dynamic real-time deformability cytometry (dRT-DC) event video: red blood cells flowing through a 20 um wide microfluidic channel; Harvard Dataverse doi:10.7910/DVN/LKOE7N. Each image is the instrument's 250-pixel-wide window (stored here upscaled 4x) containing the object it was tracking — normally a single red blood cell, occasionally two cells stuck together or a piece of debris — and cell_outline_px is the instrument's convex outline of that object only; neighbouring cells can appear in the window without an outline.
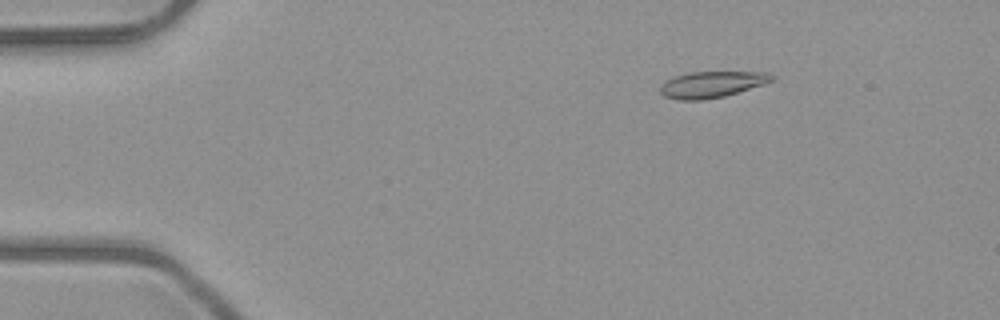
{"species": "common noctule bat (a hibernating species)", "species_latin": "Nyctalus noctula", "temperature_condition": "room temperature", "stored_images_in_passage": 52, "camera_frame_rate_fps": 3000, "um_per_image_px": 0.085, "animal": {"sex": "male", "body_mass_g": 23.1, "forearm_length_mm": 52.7}, "frame": {"image": 1, "passage_image": 8, "time_ms": 2.333, "image_size_px": [1000, 320], "cell_outline_px": [[776, 76], [772, 80], [764, 84], [724, 96], [700, 100], [680, 100], [664, 96], [660, 92], [660, 84], [676, 76], [688, 72], [768, 72]], "centroid_in_image_um": [60.5, 7.17], "position_along_channel_um": 24.5, "area_um2": 16.94}}
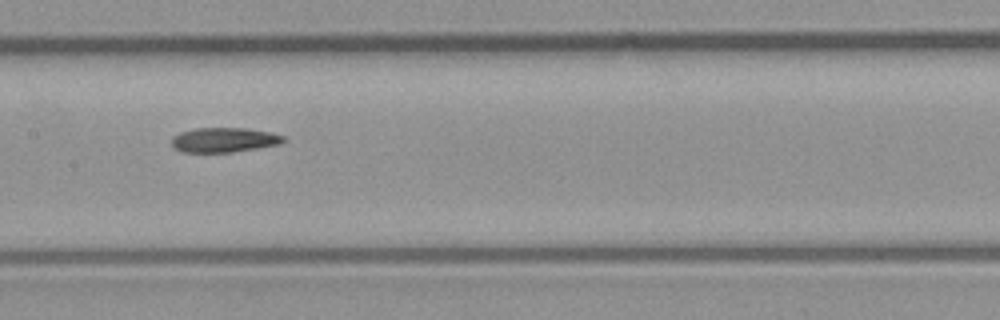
{"frame": {"image": 2, "passage_image": 26, "time_ms": 8.333, "image_size_px": [1000, 320], "cell_outline_px": [[288, 140], [280, 144], [232, 152], [184, 152], [176, 148], [172, 144], [172, 136], [180, 132], [196, 128], [248, 128], [272, 132], [284, 136]], "centroid_in_image_um": [19.09, 11.88], "position_along_channel_um": 188.3, "area_um2": 16.13}}
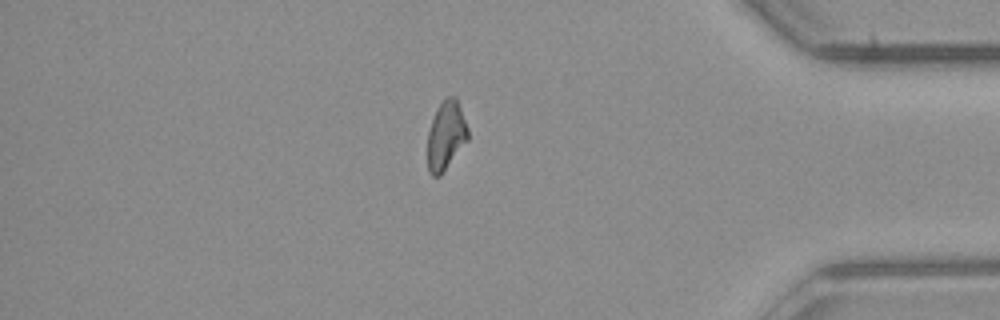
{"frame": {"image": 3, "passage_image": 44, "time_ms": 14.333, "image_size_px": [1000, 320], "cell_outline_px": [[468, 140], [440, 176], [432, 176], [428, 172], [428, 132], [432, 120], [440, 104], [448, 96], [456, 96], [468, 128]], "centroid_in_image_um": [37.91, 11.54], "position_along_channel_um": 397.3, "area_um2": 16.01}, "authors_computed_cell_mechanics": {"area_um2": 16.473, "velocity_mm_per_s": 4.0312, "shape_relaxation_time_tau1_ms": 10.8471, "shape_relaxation_time_tau2_ms": null, "deformation_change_tau1": 0.2613, "deformation_change_tau2": null}}